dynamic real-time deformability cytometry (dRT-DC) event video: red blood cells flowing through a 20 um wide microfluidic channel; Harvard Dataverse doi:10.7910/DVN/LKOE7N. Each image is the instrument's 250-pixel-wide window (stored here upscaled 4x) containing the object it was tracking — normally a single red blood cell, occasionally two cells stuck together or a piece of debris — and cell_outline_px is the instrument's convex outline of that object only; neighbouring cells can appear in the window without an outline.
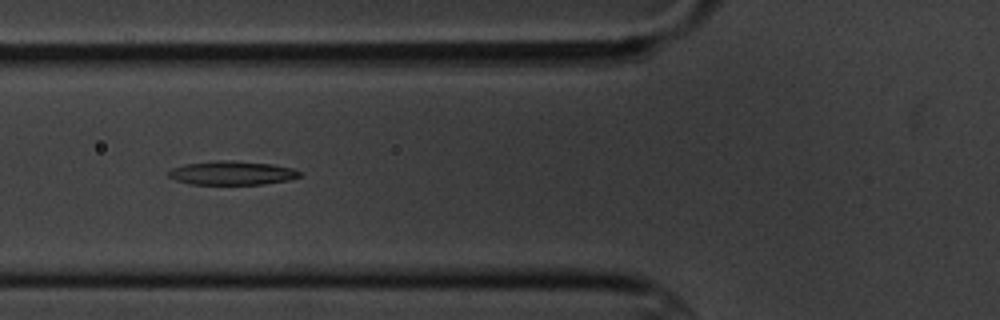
{"species": "common noctule bat (a hibernating species)", "species_latin": "Nyctalus noctula", "temperature_condition": "cold", "stored_images_in_passage": 9, "camera_frame_rate_fps": 3000, "um_per_image_px": 0.085, "animal": {"sex": "male", "body_mass_g": 20.1, "forearm_length_mm": 53.5}, "frame": {"image": 1, "passage_image": 7, "time_ms": 7.0, "image_size_px": [1000, 320], "cell_outline_px": [[300, 176], [288, 180], [264, 184], [188, 184], [176, 180], [168, 176], [168, 172], [172, 168], [184, 164], [216, 160], [232, 160], [272, 164], [292, 168], [300, 172]], "centroid_in_image_um": [19.69, 14.7], "position_along_channel_um": 106.1, "area_um2": 18.21}}
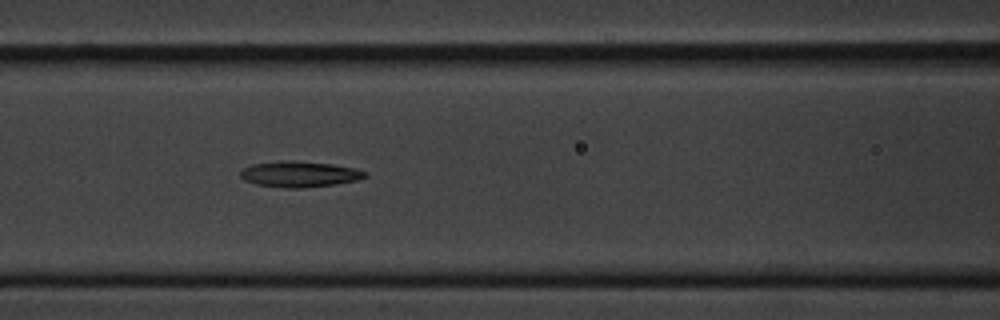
{"frame": {"image": 2, "passage_image": 8, "time_ms": 8.0, "image_size_px": [1000, 320], "cell_outline_px": [[368, 176], [360, 180], [332, 184], [300, 188], [288, 188], [256, 184], [244, 180], [240, 176], [240, 172], [244, 168], [252, 164], [280, 160], [284, 160], [332, 164], [356, 168], [368, 172]], "centroid_in_image_um": [25.48, 14.79], "position_along_channel_um": 141.1, "area_um2": 18.73}}
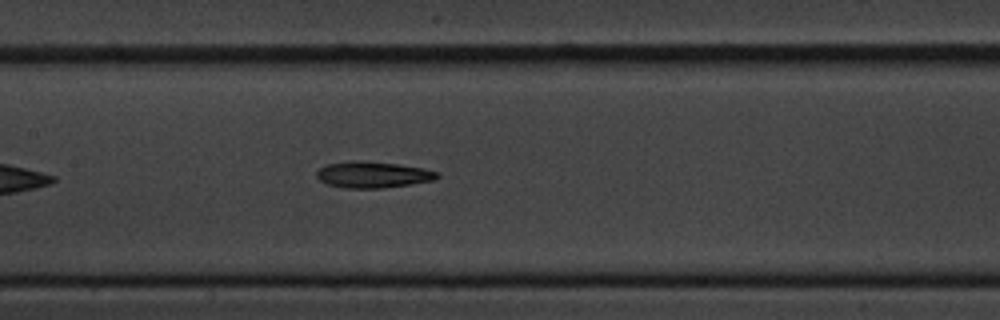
{"frame": {"image": 3, "passage_image": 9, "time_ms": 9.0, "image_size_px": [1000, 320], "cell_outline_px": [[440, 176], [436, 180], [384, 188], [344, 188], [328, 184], [320, 180], [316, 176], [316, 172], [324, 164], [352, 160], [360, 160], [396, 164], [424, 168], [440, 172]], "centroid_in_image_um": [31.7, 14.84], "position_along_channel_um": 175.7, "area_um2": 18.67}}